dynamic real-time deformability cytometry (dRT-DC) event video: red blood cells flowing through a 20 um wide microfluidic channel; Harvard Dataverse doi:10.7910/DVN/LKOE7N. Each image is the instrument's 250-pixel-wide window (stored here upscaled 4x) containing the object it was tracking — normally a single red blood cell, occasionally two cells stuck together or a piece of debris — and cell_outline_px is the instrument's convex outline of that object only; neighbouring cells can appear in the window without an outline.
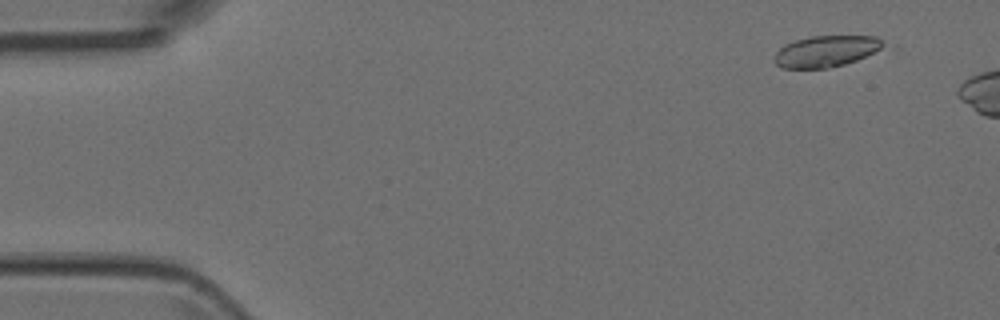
{"species": "Egyptian fruit bat (a non-hibernating species)", "species_latin": "Rousettus aegyptiacus", "temperature_condition": "room temperature", "stored_images_in_passage": 4, "camera_frame_rate_fps": 3000, "um_per_image_px": 0.085, "animal": {"sex": "female"}, "frame": {"image": 1, "passage_image": 2, "time_ms": 0.333, "image_size_px": [1000, 320], "cell_outline_px": [[896, 48], [844, 64], [828, 68], [784, 68], [776, 64], [772, 60], [776, 52], [784, 44], [796, 40], [812, 36], [876, 36], [896, 44]], "centroid_in_image_um": [70.48, 4.34], "position_along_channel_um": 14.5, "area_um2": 21.04}}